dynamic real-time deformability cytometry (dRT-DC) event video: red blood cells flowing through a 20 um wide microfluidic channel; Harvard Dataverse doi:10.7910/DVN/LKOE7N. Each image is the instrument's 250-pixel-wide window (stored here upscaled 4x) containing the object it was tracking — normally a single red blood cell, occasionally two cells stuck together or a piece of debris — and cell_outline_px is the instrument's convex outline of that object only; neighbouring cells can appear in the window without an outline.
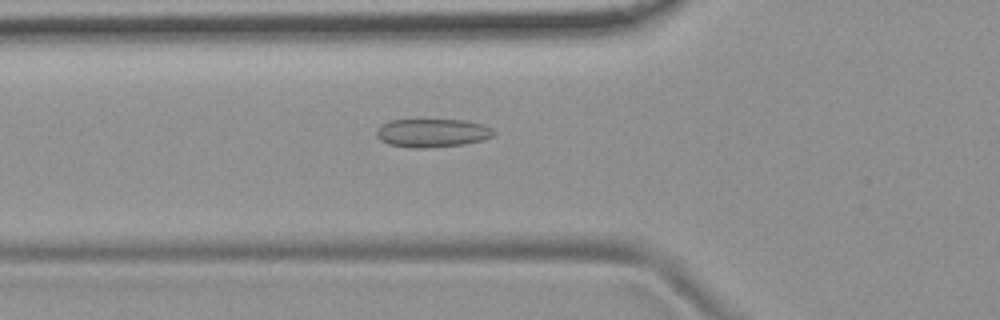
{"species": "common noctule bat (a hibernating species)", "species_latin": "Nyctalus noctula", "temperature_condition": "room temperature", "stored_images_in_passage": 41, "camera_frame_rate_fps": 3000, "um_per_image_px": 0.085, "animal": {"sex": "female", "body_mass_g": 19.9}, "frame": {"image": 1, "passage_image": 8, "time_ms": 2.333, "image_size_px": [1000, 320], "cell_outline_px": [[496, 132], [492, 136], [484, 140], [464, 144], [428, 148], [412, 148], [388, 144], [380, 140], [376, 136], [376, 128], [392, 120], [464, 120], [484, 124], [492, 128]], "centroid_in_image_um": [36.76, 11.31], "position_along_channel_um": 89.0, "area_um2": 19.54}}
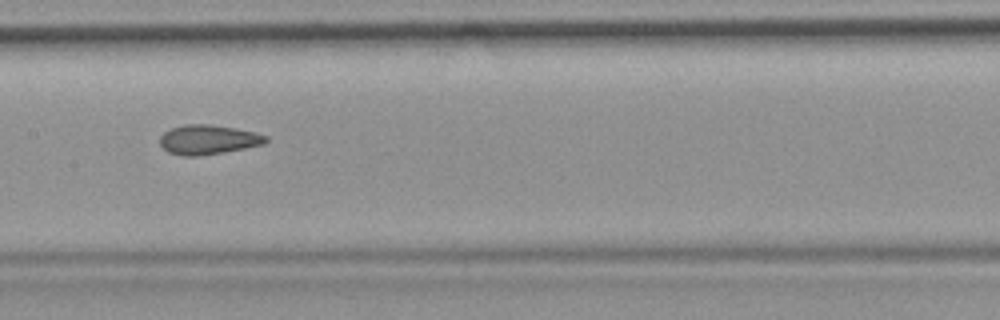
{"frame": {"image": 2, "passage_image": 16, "time_ms": 5.0, "image_size_px": [1000, 320], "cell_outline_px": [[268, 140], [264, 144], [224, 152], [196, 156], [184, 156], [168, 152], [160, 144], [160, 136], [164, 132], [172, 128], [184, 124], [208, 124], [256, 132], [268, 136]], "centroid_in_image_um": [17.69, 11.87], "position_along_channel_um": 189.7, "area_um2": 18.09}}
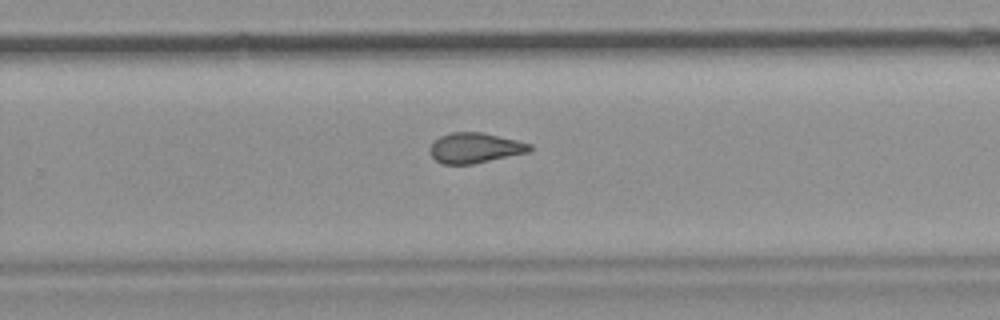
{"frame": {"image": 3, "passage_image": 24, "time_ms": 7.667, "image_size_px": [1000, 320], "cell_outline_px": [[532, 148], [528, 152], [472, 164], [444, 164], [436, 160], [428, 152], [428, 148], [440, 136], [452, 132], [484, 132], [532, 144]], "centroid_in_image_um": [40.35, 12.56], "position_along_channel_um": 289.4, "area_um2": 17.51}, "authors_computed_cell_mechanics": {"area_um2": 17.6868, "velocity_mm_per_s": 3.7583, "shape_relaxation_time_tau1_ms": null, "shape_relaxation_time_tau2_ms": 2.2453, "deformation_change_tau1": null, "deformation_change_tau2": 0.0858}}